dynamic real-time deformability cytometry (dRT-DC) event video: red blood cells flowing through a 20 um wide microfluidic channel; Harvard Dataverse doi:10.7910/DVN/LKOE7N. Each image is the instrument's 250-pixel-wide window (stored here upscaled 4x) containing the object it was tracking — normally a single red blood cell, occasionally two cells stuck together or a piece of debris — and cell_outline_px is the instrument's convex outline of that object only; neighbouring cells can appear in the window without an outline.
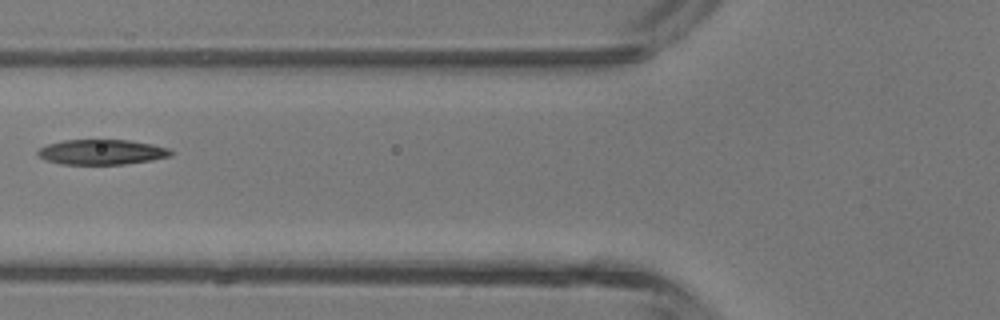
{"species": "common noctule bat (a hibernating species)", "species_latin": "Nyctalus noctula", "temperature_condition": "room temperature", "stored_images_in_passage": 2, "camera_frame_rate_fps": 3000, "um_per_image_px": 0.085, "animal": {"sex": "male", "body_mass_g": 13.3}, "frame": {"image": 1, "passage_image": 2, "time_ms": 2.0, "image_size_px": [1000, 320], "cell_outline_px": [[172, 156], [152, 160], [124, 164], [64, 164], [48, 160], [40, 156], [36, 152], [40, 148], [48, 144], [64, 140], [128, 140], [152, 144], [168, 148], [172, 152]], "centroid_in_image_um": [8.68, 12.92], "position_along_channel_um": 117.1, "area_um2": 19.25}}